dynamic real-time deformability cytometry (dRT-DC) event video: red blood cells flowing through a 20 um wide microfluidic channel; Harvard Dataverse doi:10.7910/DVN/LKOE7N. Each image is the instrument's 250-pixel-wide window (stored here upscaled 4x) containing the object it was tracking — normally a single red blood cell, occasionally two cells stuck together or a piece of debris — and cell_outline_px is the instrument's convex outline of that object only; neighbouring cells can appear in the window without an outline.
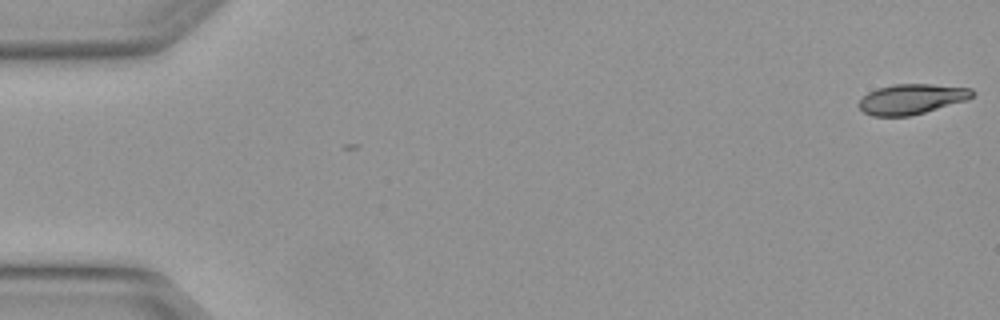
{"species": "Egyptian fruit bat (a non-hibernating species)", "species_latin": "Rousettus aegyptiacus", "temperature_condition": "warm", "stored_images_in_passage": 5, "camera_frame_rate_fps": 3000, "um_per_image_px": 0.085, "animal": {"sex": "female"}, "frame": {"image": 1, "passage_image": 1, "time_ms": 0.0, "image_size_px": [1000, 320], "cell_outline_px": [[976, 92], [968, 100], [912, 116], [872, 116], [864, 112], [856, 104], [868, 92], [876, 88], [892, 84], [932, 84], [972, 88]], "centroid_in_image_um": [77.5, 8.42], "position_along_channel_um": 7.5, "area_um2": 20.23}}
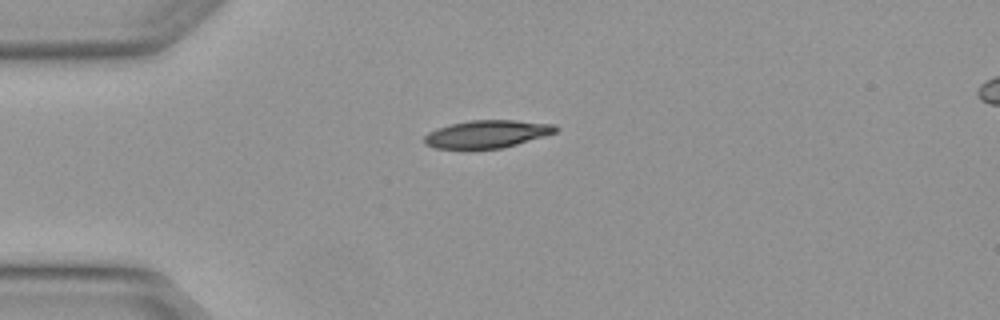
{"frame": {"image": 2, "passage_image": 4, "time_ms": 1.0, "image_size_px": [1000, 320], "cell_outline_px": [[556, 132], [544, 136], [516, 144], [500, 148], [468, 152], [436, 148], [424, 144], [424, 136], [428, 132], [436, 128], [468, 120], [516, 120], [556, 124]], "centroid_in_image_um": [41.31, 11.43], "position_along_channel_um": 43.7, "area_um2": 21.91}}
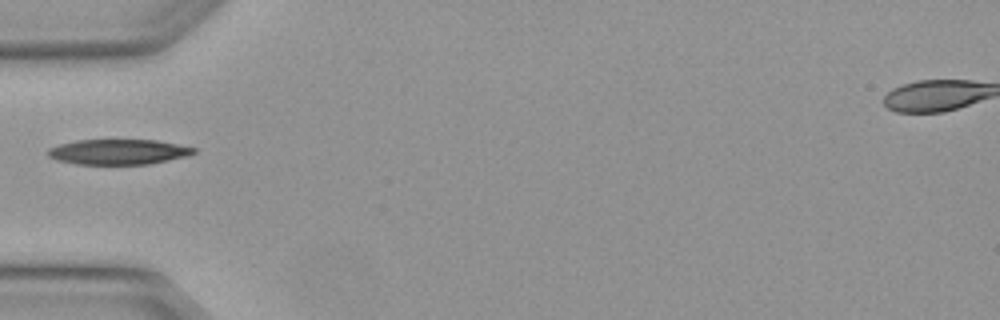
{"frame": {"image": 3, "passage_image": 5, "time_ms": 1.333, "image_size_px": [1000, 320], "cell_outline_px": [[196, 152], [188, 156], [148, 164], [76, 164], [56, 160], [48, 156], [48, 148], [60, 144], [76, 140], [156, 140], [196, 148]], "centroid_in_image_um": [10.05, 12.91], "position_along_channel_um": 75.0, "area_um2": 21.39}}